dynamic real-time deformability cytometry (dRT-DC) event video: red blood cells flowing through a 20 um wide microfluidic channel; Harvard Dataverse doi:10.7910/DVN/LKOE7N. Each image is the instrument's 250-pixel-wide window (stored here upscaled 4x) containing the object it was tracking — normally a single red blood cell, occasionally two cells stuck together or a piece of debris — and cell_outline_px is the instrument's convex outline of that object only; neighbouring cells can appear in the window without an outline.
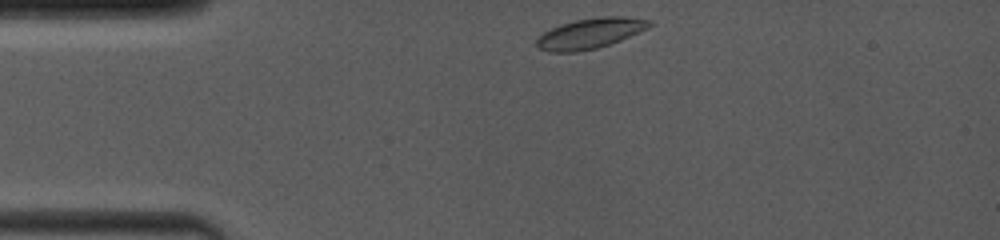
{"species": "common noctule bat (a hibernating species)", "species_latin": "Nyctalus noctula", "temperature_condition": "room temperature", "stored_images_in_passage": 25, "camera_frame_rate_fps": 4000, "um_per_image_px": 0.085, "animal": {"sex": "female", "body_mass_g": 19.0, "forearm_length_mm": 53.3}, "frame": {"image": 1, "passage_image": 1, "time_ms": 0.0, "image_size_px": [1000, 240], "cell_outline_px": [[652, 24], [648, 28], [640, 32], [620, 40], [596, 48], [576, 52], [548, 52], [536, 48], [536, 40], [544, 32], [552, 28], [576, 20], [600, 16], [624, 16], [652, 20]], "centroid_in_image_um": [50.17, 2.84], "position_along_channel_um": 34.8, "area_um2": 19.88}}
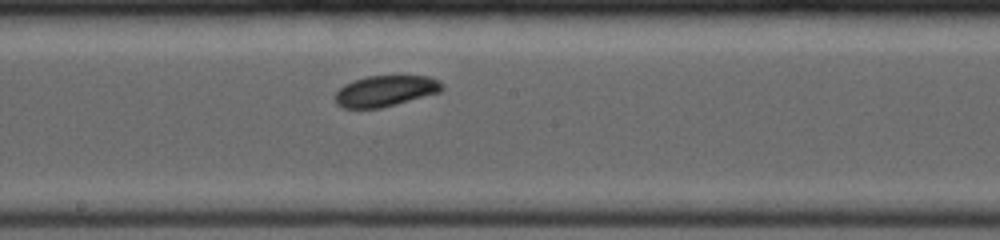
{"frame": {"image": 2, "passage_image": 15, "time_ms": 5.5, "image_size_px": [1000, 240], "cell_outline_px": [[444, 88], [440, 92], [396, 104], [380, 108], [344, 108], [336, 104], [336, 92], [344, 84], [368, 76], [428, 76], [440, 80], [444, 84]], "centroid_in_image_um": [32.8, 7.73], "position_along_channel_um": 215.4, "area_um2": 19.19}}
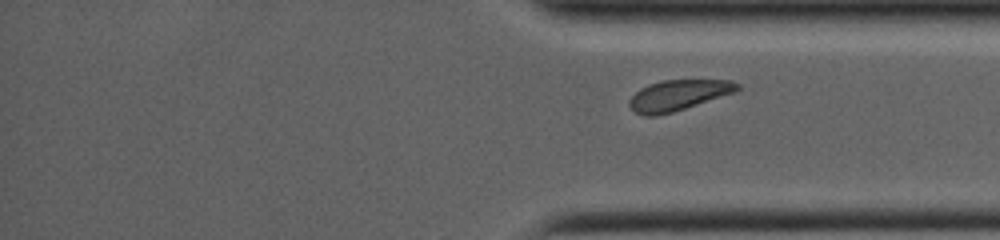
{"frame": {"image": 3, "passage_image": 25, "time_ms": 9.5, "image_size_px": [1000, 240], "cell_outline_px": [[740, 88], [736, 92], [672, 112], [656, 116], [644, 116], [636, 112], [628, 104], [628, 100], [640, 88], [648, 84], [660, 80], [732, 80], [740, 84]], "centroid_in_image_um": [57.65, 8.08], "position_along_channel_um": 377.5, "area_um2": 19.25}}